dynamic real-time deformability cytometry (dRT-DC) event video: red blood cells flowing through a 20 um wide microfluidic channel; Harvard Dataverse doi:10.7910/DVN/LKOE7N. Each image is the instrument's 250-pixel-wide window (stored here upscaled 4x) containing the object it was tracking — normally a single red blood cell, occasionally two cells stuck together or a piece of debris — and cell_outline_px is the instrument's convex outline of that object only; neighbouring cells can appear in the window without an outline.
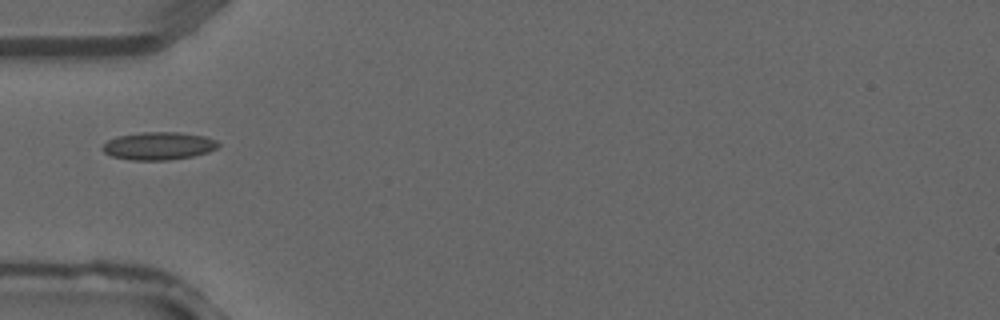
{"species": "common noctule bat (a hibernating species)", "species_latin": "Nyctalus noctula", "temperature_condition": "warm", "stored_images_in_passage": 4, "camera_frame_rate_fps": 3000, "um_per_image_px": 0.085, "animal": {"sex": "male", "forearm_length_mm": 52.5}, "frame": {"image": 1, "passage_image": 4, "time_ms": 1.0, "image_size_px": [1000, 320], "cell_outline_px": [[220, 144], [216, 148], [208, 152], [192, 156], [168, 160], [132, 160], [112, 156], [104, 152], [100, 148], [108, 140], [116, 136], [144, 132], [176, 132], [204, 136], [216, 140]], "centroid_in_image_um": [13.46, 12.4], "position_along_channel_um": 71.5, "area_um2": 18.67}}